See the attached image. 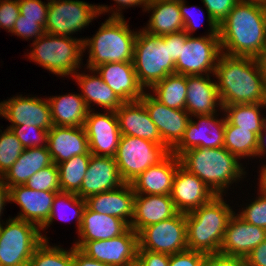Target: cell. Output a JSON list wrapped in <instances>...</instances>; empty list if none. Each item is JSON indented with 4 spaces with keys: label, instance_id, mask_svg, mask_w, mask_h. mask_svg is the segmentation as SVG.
<instances>
[{
    "label": "cell",
    "instance_id": "obj_42",
    "mask_svg": "<svg viewBox=\"0 0 266 266\" xmlns=\"http://www.w3.org/2000/svg\"><path fill=\"white\" fill-rule=\"evenodd\" d=\"M240 0H202L206 7L210 34H219V25Z\"/></svg>",
    "mask_w": 266,
    "mask_h": 266
},
{
    "label": "cell",
    "instance_id": "obj_27",
    "mask_svg": "<svg viewBox=\"0 0 266 266\" xmlns=\"http://www.w3.org/2000/svg\"><path fill=\"white\" fill-rule=\"evenodd\" d=\"M209 74L187 76V96L185 110L189 115H213L215 108L222 104L220 101L217 84L211 81ZM218 105V106H217Z\"/></svg>",
    "mask_w": 266,
    "mask_h": 266
},
{
    "label": "cell",
    "instance_id": "obj_47",
    "mask_svg": "<svg viewBox=\"0 0 266 266\" xmlns=\"http://www.w3.org/2000/svg\"><path fill=\"white\" fill-rule=\"evenodd\" d=\"M20 14L18 0H0V27L11 33Z\"/></svg>",
    "mask_w": 266,
    "mask_h": 266
},
{
    "label": "cell",
    "instance_id": "obj_7",
    "mask_svg": "<svg viewBox=\"0 0 266 266\" xmlns=\"http://www.w3.org/2000/svg\"><path fill=\"white\" fill-rule=\"evenodd\" d=\"M83 41V38L45 33L33 41L34 48L30 51L28 59L55 75L72 76L78 71L82 62Z\"/></svg>",
    "mask_w": 266,
    "mask_h": 266
},
{
    "label": "cell",
    "instance_id": "obj_14",
    "mask_svg": "<svg viewBox=\"0 0 266 266\" xmlns=\"http://www.w3.org/2000/svg\"><path fill=\"white\" fill-rule=\"evenodd\" d=\"M84 128L90 153L114 158L121 137L116 113L113 111L95 113L89 110Z\"/></svg>",
    "mask_w": 266,
    "mask_h": 266
},
{
    "label": "cell",
    "instance_id": "obj_18",
    "mask_svg": "<svg viewBox=\"0 0 266 266\" xmlns=\"http://www.w3.org/2000/svg\"><path fill=\"white\" fill-rule=\"evenodd\" d=\"M171 199L179 213H189L209 202L216 194L195 174L181 165L173 179Z\"/></svg>",
    "mask_w": 266,
    "mask_h": 266
},
{
    "label": "cell",
    "instance_id": "obj_31",
    "mask_svg": "<svg viewBox=\"0 0 266 266\" xmlns=\"http://www.w3.org/2000/svg\"><path fill=\"white\" fill-rule=\"evenodd\" d=\"M90 74L76 72L72 75L81 87V97L84 99L89 110L91 103H95L105 108V111L115 112L124 102L113 92V90L102 80V77L94 70L90 69ZM78 73V74H77ZM92 73H94L92 75ZM95 73L97 75H95Z\"/></svg>",
    "mask_w": 266,
    "mask_h": 266
},
{
    "label": "cell",
    "instance_id": "obj_36",
    "mask_svg": "<svg viewBox=\"0 0 266 266\" xmlns=\"http://www.w3.org/2000/svg\"><path fill=\"white\" fill-rule=\"evenodd\" d=\"M85 207L86 200L80 198L77 194L68 192L57 193L52 204L49 219L40 230H45L47 226L50 227V225L55 220L54 218H58L61 221L65 222L74 218L76 219L75 221H77V232H79ZM67 211H69L71 214ZM67 213L70 215H68Z\"/></svg>",
    "mask_w": 266,
    "mask_h": 266
},
{
    "label": "cell",
    "instance_id": "obj_57",
    "mask_svg": "<svg viewBox=\"0 0 266 266\" xmlns=\"http://www.w3.org/2000/svg\"><path fill=\"white\" fill-rule=\"evenodd\" d=\"M9 201V187L5 184L3 177L0 176V219L2 211L4 210L5 203ZM1 224V221H0Z\"/></svg>",
    "mask_w": 266,
    "mask_h": 266
},
{
    "label": "cell",
    "instance_id": "obj_44",
    "mask_svg": "<svg viewBox=\"0 0 266 266\" xmlns=\"http://www.w3.org/2000/svg\"><path fill=\"white\" fill-rule=\"evenodd\" d=\"M7 128L11 129L25 149L47 146L48 130L46 129L34 125H16Z\"/></svg>",
    "mask_w": 266,
    "mask_h": 266
},
{
    "label": "cell",
    "instance_id": "obj_49",
    "mask_svg": "<svg viewBox=\"0 0 266 266\" xmlns=\"http://www.w3.org/2000/svg\"><path fill=\"white\" fill-rule=\"evenodd\" d=\"M203 266H247V263L243 257L214 253L206 255Z\"/></svg>",
    "mask_w": 266,
    "mask_h": 266
},
{
    "label": "cell",
    "instance_id": "obj_34",
    "mask_svg": "<svg viewBox=\"0 0 266 266\" xmlns=\"http://www.w3.org/2000/svg\"><path fill=\"white\" fill-rule=\"evenodd\" d=\"M261 108H266V103L222 106V112L224 111V116L231 125L238 126L239 129H249L258 136L266 124V117L260 112Z\"/></svg>",
    "mask_w": 266,
    "mask_h": 266
},
{
    "label": "cell",
    "instance_id": "obj_1",
    "mask_svg": "<svg viewBox=\"0 0 266 266\" xmlns=\"http://www.w3.org/2000/svg\"><path fill=\"white\" fill-rule=\"evenodd\" d=\"M219 39L222 53L255 58L266 44V7L239 1L219 25Z\"/></svg>",
    "mask_w": 266,
    "mask_h": 266
},
{
    "label": "cell",
    "instance_id": "obj_13",
    "mask_svg": "<svg viewBox=\"0 0 266 266\" xmlns=\"http://www.w3.org/2000/svg\"><path fill=\"white\" fill-rule=\"evenodd\" d=\"M140 101L157 126L164 145L172 151L182 140L191 117L184 109L167 107L150 93L143 94Z\"/></svg>",
    "mask_w": 266,
    "mask_h": 266
},
{
    "label": "cell",
    "instance_id": "obj_11",
    "mask_svg": "<svg viewBox=\"0 0 266 266\" xmlns=\"http://www.w3.org/2000/svg\"><path fill=\"white\" fill-rule=\"evenodd\" d=\"M221 53L219 34L188 36L185 44H181L180 57L175 62V73L185 76L214 75Z\"/></svg>",
    "mask_w": 266,
    "mask_h": 266
},
{
    "label": "cell",
    "instance_id": "obj_23",
    "mask_svg": "<svg viewBox=\"0 0 266 266\" xmlns=\"http://www.w3.org/2000/svg\"><path fill=\"white\" fill-rule=\"evenodd\" d=\"M47 148L56 165L81 155L91 154L84 126H52L48 130Z\"/></svg>",
    "mask_w": 266,
    "mask_h": 266
},
{
    "label": "cell",
    "instance_id": "obj_24",
    "mask_svg": "<svg viewBox=\"0 0 266 266\" xmlns=\"http://www.w3.org/2000/svg\"><path fill=\"white\" fill-rule=\"evenodd\" d=\"M134 198L135 192L131 183H124L118 188L91 195L85 200L90 210L118 217L130 226L134 217Z\"/></svg>",
    "mask_w": 266,
    "mask_h": 266
},
{
    "label": "cell",
    "instance_id": "obj_2",
    "mask_svg": "<svg viewBox=\"0 0 266 266\" xmlns=\"http://www.w3.org/2000/svg\"><path fill=\"white\" fill-rule=\"evenodd\" d=\"M214 75L222 106L266 103V90L255 58L221 53Z\"/></svg>",
    "mask_w": 266,
    "mask_h": 266
},
{
    "label": "cell",
    "instance_id": "obj_53",
    "mask_svg": "<svg viewBox=\"0 0 266 266\" xmlns=\"http://www.w3.org/2000/svg\"><path fill=\"white\" fill-rule=\"evenodd\" d=\"M247 266H266V239L245 258Z\"/></svg>",
    "mask_w": 266,
    "mask_h": 266
},
{
    "label": "cell",
    "instance_id": "obj_45",
    "mask_svg": "<svg viewBox=\"0 0 266 266\" xmlns=\"http://www.w3.org/2000/svg\"><path fill=\"white\" fill-rule=\"evenodd\" d=\"M18 3L20 14L17 19L36 20L45 27L49 2L46 4L41 0H18Z\"/></svg>",
    "mask_w": 266,
    "mask_h": 266
},
{
    "label": "cell",
    "instance_id": "obj_22",
    "mask_svg": "<svg viewBox=\"0 0 266 266\" xmlns=\"http://www.w3.org/2000/svg\"><path fill=\"white\" fill-rule=\"evenodd\" d=\"M95 71L123 102L140 100L146 92L138 81L133 62L104 63Z\"/></svg>",
    "mask_w": 266,
    "mask_h": 266
},
{
    "label": "cell",
    "instance_id": "obj_63",
    "mask_svg": "<svg viewBox=\"0 0 266 266\" xmlns=\"http://www.w3.org/2000/svg\"><path fill=\"white\" fill-rule=\"evenodd\" d=\"M264 171H266V165L262 166L261 172H264Z\"/></svg>",
    "mask_w": 266,
    "mask_h": 266
},
{
    "label": "cell",
    "instance_id": "obj_60",
    "mask_svg": "<svg viewBox=\"0 0 266 266\" xmlns=\"http://www.w3.org/2000/svg\"><path fill=\"white\" fill-rule=\"evenodd\" d=\"M259 176V184H261L266 190V171L261 172Z\"/></svg>",
    "mask_w": 266,
    "mask_h": 266
},
{
    "label": "cell",
    "instance_id": "obj_21",
    "mask_svg": "<svg viewBox=\"0 0 266 266\" xmlns=\"http://www.w3.org/2000/svg\"><path fill=\"white\" fill-rule=\"evenodd\" d=\"M124 183L113 157L91 155L77 195L82 199H87L91 195L118 188Z\"/></svg>",
    "mask_w": 266,
    "mask_h": 266
},
{
    "label": "cell",
    "instance_id": "obj_15",
    "mask_svg": "<svg viewBox=\"0 0 266 266\" xmlns=\"http://www.w3.org/2000/svg\"><path fill=\"white\" fill-rule=\"evenodd\" d=\"M213 115H194L199 119L193 121L192 117L187 124L181 142L171 151L179 157L183 152L192 148H219L224 147L226 118L216 119Z\"/></svg>",
    "mask_w": 266,
    "mask_h": 266
},
{
    "label": "cell",
    "instance_id": "obj_38",
    "mask_svg": "<svg viewBox=\"0 0 266 266\" xmlns=\"http://www.w3.org/2000/svg\"><path fill=\"white\" fill-rule=\"evenodd\" d=\"M91 155H76L69 160L57 164L61 192L77 194L80 191Z\"/></svg>",
    "mask_w": 266,
    "mask_h": 266
},
{
    "label": "cell",
    "instance_id": "obj_55",
    "mask_svg": "<svg viewBox=\"0 0 266 266\" xmlns=\"http://www.w3.org/2000/svg\"><path fill=\"white\" fill-rule=\"evenodd\" d=\"M113 1H115L117 4H118V6H117V8L115 7V9L114 10H116V11H114V10H112L113 12H112V14H111V17H124L121 13L122 12H120V11H122L121 10V8L123 9L124 7H132V6H134V5H136V6H143V11L144 10H146V6L148 5V1L149 0H113ZM120 6V7H119Z\"/></svg>",
    "mask_w": 266,
    "mask_h": 266
},
{
    "label": "cell",
    "instance_id": "obj_59",
    "mask_svg": "<svg viewBox=\"0 0 266 266\" xmlns=\"http://www.w3.org/2000/svg\"><path fill=\"white\" fill-rule=\"evenodd\" d=\"M125 266H145L142 260L136 256L134 259L130 260Z\"/></svg>",
    "mask_w": 266,
    "mask_h": 266
},
{
    "label": "cell",
    "instance_id": "obj_46",
    "mask_svg": "<svg viewBox=\"0 0 266 266\" xmlns=\"http://www.w3.org/2000/svg\"><path fill=\"white\" fill-rule=\"evenodd\" d=\"M11 33L17 35L20 38L22 37L25 40H31L33 37V41H36L46 32L44 27L41 24L37 23L36 20L17 19L14 23Z\"/></svg>",
    "mask_w": 266,
    "mask_h": 266
},
{
    "label": "cell",
    "instance_id": "obj_61",
    "mask_svg": "<svg viewBox=\"0 0 266 266\" xmlns=\"http://www.w3.org/2000/svg\"><path fill=\"white\" fill-rule=\"evenodd\" d=\"M243 2H250V3H254V4H258V5H262L266 7V0H240Z\"/></svg>",
    "mask_w": 266,
    "mask_h": 266
},
{
    "label": "cell",
    "instance_id": "obj_6",
    "mask_svg": "<svg viewBox=\"0 0 266 266\" xmlns=\"http://www.w3.org/2000/svg\"><path fill=\"white\" fill-rule=\"evenodd\" d=\"M134 69L140 85L151 88L169 74L175 73L166 35L150 34L143 28L137 32L134 45ZM146 87V88H145Z\"/></svg>",
    "mask_w": 266,
    "mask_h": 266
},
{
    "label": "cell",
    "instance_id": "obj_43",
    "mask_svg": "<svg viewBox=\"0 0 266 266\" xmlns=\"http://www.w3.org/2000/svg\"><path fill=\"white\" fill-rule=\"evenodd\" d=\"M259 192L260 195L237 215L247 223L266 229V190L261 184Z\"/></svg>",
    "mask_w": 266,
    "mask_h": 266
},
{
    "label": "cell",
    "instance_id": "obj_28",
    "mask_svg": "<svg viewBox=\"0 0 266 266\" xmlns=\"http://www.w3.org/2000/svg\"><path fill=\"white\" fill-rule=\"evenodd\" d=\"M130 226L118 217L103 215L90 210L87 206L84 209L79 238L73 244L80 249L88 241L108 240L124 234Z\"/></svg>",
    "mask_w": 266,
    "mask_h": 266
},
{
    "label": "cell",
    "instance_id": "obj_54",
    "mask_svg": "<svg viewBox=\"0 0 266 266\" xmlns=\"http://www.w3.org/2000/svg\"><path fill=\"white\" fill-rule=\"evenodd\" d=\"M73 266H111L94 260L73 246Z\"/></svg>",
    "mask_w": 266,
    "mask_h": 266
},
{
    "label": "cell",
    "instance_id": "obj_58",
    "mask_svg": "<svg viewBox=\"0 0 266 266\" xmlns=\"http://www.w3.org/2000/svg\"><path fill=\"white\" fill-rule=\"evenodd\" d=\"M265 154H266V124L263 131L258 135L257 156L260 157Z\"/></svg>",
    "mask_w": 266,
    "mask_h": 266
},
{
    "label": "cell",
    "instance_id": "obj_50",
    "mask_svg": "<svg viewBox=\"0 0 266 266\" xmlns=\"http://www.w3.org/2000/svg\"><path fill=\"white\" fill-rule=\"evenodd\" d=\"M137 256L145 266H169V254L138 249Z\"/></svg>",
    "mask_w": 266,
    "mask_h": 266
},
{
    "label": "cell",
    "instance_id": "obj_35",
    "mask_svg": "<svg viewBox=\"0 0 266 266\" xmlns=\"http://www.w3.org/2000/svg\"><path fill=\"white\" fill-rule=\"evenodd\" d=\"M154 97L167 107L184 109L187 96V76L183 74H169L152 88Z\"/></svg>",
    "mask_w": 266,
    "mask_h": 266
},
{
    "label": "cell",
    "instance_id": "obj_48",
    "mask_svg": "<svg viewBox=\"0 0 266 266\" xmlns=\"http://www.w3.org/2000/svg\"><path fill=\"white\" fill-rule=\"evenodd\" d=\"M206 255L203 252L187 249L169 255V266H203Z\"/></svg>",
    "mask_w": 266,
    "mask_h": 266
},
{
    "label": "cell",
    "instance_id": "obj_9",
    "mask_svg": "<svg viewBox=\"0 0 266 266\" xmlns=\"http://www.w3.org/2000/svg\"><path fill=\"white\" fill-rule=\"evenodd\" d=\"M170 153L165 145L121 135L114 159L122 180L131 183L148 167L161 163Z\"/></svg>",
    "mask_w": 266,
    "mask_h": 266
},
{
    "label": "cell",
    "instance_id": "obj_4",
    "mask_svg": "<svg viewBox=\"0 0 266 266\" xmlns=\"http://www.w3.org/2000/svg\"><path fill=\"white\" fill-rule=\"evenodd\" d=\"M223 199V195H216L209 202L186 213L188 250L205 254L220 253L228 221L234 214Z\"/></svg>",
    "mask_w": 266,
    "mask_h": 266
},
{
    "label": "cell",
    "instance_id": "obj_33",
    "mask_svg": "<svg viewBox=\"0 0 266 266\" xmlns=\"http://www.w3.org/2000/svg\"><path fill=\"white\" fill-rule=\"evenodd\" d=\"M48 102L54 126H84L89 109L80 94L56 95Z\"/></svg>",
    "mask_w": 266,
    "mask_h": 266
},
{
    "label": "cell",
    "instance_id": "obj_56",
    "mask_svg": "<svg viewBox=\"0 0 266 266\" xmlns=\"http://www.w3.org/2000/svg\"><path fill=\"white\" fill-rule=\"evenodd\" d=\"M255 60L258 64L259 70L261 72L264 87L266 90V44L263 46L261 51L258 53V55L255 57Z\"/></svg>",
    "mask_w": 266,
    "mask_h": 266
},
{
    "label": "cell",
    "instance_id": "obj_37",
    "mask_svg": "<svg viewBox=\"0 0 266 266\" xmlns=\"http://www.w3.org/2000/svg\"><path fill=\"white\" fill-rule=\"evenodd\" d=\"M258 136L249 129H239L227 120L225 124L224 148L238 159L256 157Z\"/></svg>",
    "mask_w": 266,
    "mask_h": 266
},
{
    "label": "cell",
    "instance_id": "obj_62",
    "mask_svg": "<svg viewBox=\"0 0 266 266\" xmlns=\"http://www.w3.org/2000/svg\"><path fill=\"white\" fill-rule=\"evenodd\" d=\"M158 1L181 2V1H183V0H158Z\"/></svg>",
    "mask_w": 266,
    "mask_h": 266
},
{
    "label": "cell",
    "instance_id": "obj_52",
    "mask_svg": "<svg viewBox=\"0 0 266 266\" xmlns=\"http://www.w3.org/2000/svg\"><path fill=\"white\" fill-rule=\"evenodd\" d=\"M194 7L195 6H193V8L192 7H187L185 0L179 2V9H180V13H181V16H182V19H183V22H184V29L183 30L189 36H192L193 32L196 31V29L198 28V21L200 20L199 19V20L196 21V19H194V16L192 15L191 8L194 9ZM201 14H203V11H202ZM200 22H201V20H200ZM199 26H200V24H199Z\"/></svg>",
    "mask_w": 266,
    "mask_h": 266
},
{
    "label": "cell",
    "instance_id": "obj_29",
    "mask_svg": "<svg viewBox=\"0 0 266 266\" xmlns=\"http://www.w3.org/2000/svg\"><path fill=\"white\" fill-rule=\"evenodd\" d=\"M176 213L170 195L135 194L130 227L138 234L146 226L169 219Z\"/></svg>",
    "mask_w": 266,
    "mask_h": 266
},
{
    "label": "cell",
    "instance_id": "obj_41",
    "mask_svg": "<svg viewBox=\"0 0 266 266\" xmlns=\"http://www.w3.org/2000/svg\"><path fill=\"white\" fill-rule=\"evenodd\" d=\"M25 185L36 191L61 192L59 170L55 163L32 175Z\"/></svg>",
    "mask_w": 266,
    "mask_h": 266
},
{
    "label": "cell",
    "instance_id": "obj_17",
    "mask_svg": "<svg viewBox=\"0 0 266 266\" xmlns=\"http://www.w3.org/2000/svg\"><path fill=\"white\" fill-rule=\"evenodd\" d=\"M138 247V234L130 227L118 237L88 241L80 250L88 257L107 265L125 266L137 256Z\"/></svg>",
    "mask_w": 266,
    "mask_h": 266
},
{
    "label": "cell",
    "instance_id": "obj_12",
    "mask_svg": "<svg viewBox=\"0 0 266 266\" xmlns=\"http://www.w3.org/2000/svg\"><path fill=\"white\" fill-rule=\"evenodd\" d=\"M138 249L175 254L188 249L186 214L177 212L173 217L146 226L138 233Z\"/></svg>",
    "mask_w": 266,
    "mask_h": 266
},
{
    "label": "cell",
    "instance_id": "obj_26",
    "mask_svg": "<svg viewBox=\"0 0 266 266\" xmlns=\"http://www.w3.org/2000/svg\"><path fill=\"white\" fill-rule=\"evenodd\" d=\"M180 165L179 157L170 153L161 163L148 167L131 182L135 194L170 195Z\"/></svg>",
    "mask_w": 266,
    "mask_h": 266
},
{
    "label": "cell",
    "instance_id": "obj_25",
    "mask_svg": "<svg viewBox=\"0 0 266 266\" xmlns=\"http://www.w3.org/2000/svg\"><path fill=\"white\" fill-rule=\"evenodd\" d=\"M121 135H129L164 145L157 126L140 100L124 102L116 111Z\"/></svg>",
    "mask_w": 266,
    "mask_h": 266
},
{
    "label": "cell",
    "instance_id": "obj_30",
    "mask_svg": "<svg viewBox=\"0 0 266 266\" xmlns=\"http://www.w3.org/2000/svg\"><path fill=\"white\" fill-rule=\"evenodd\" d=\"M52 164L53 160L47 146L26 148L2 177L9 188L25 185L32 175Z\"/></svg>",
    "mask_w": 266,
    "mask_h": 266
},
{
    "label": "cell",
    "instance_id": "obj_16",
    "mask_svg": "<svg viewBox=\"0 0 266 266\" xmlns=\"http://www.w3.org/2000/svg\"><path fill=\"white\" fill-rule=\"evenodd\" d=\"M43 99L35 96H13L0 102V114L12 123L10 126L34 125L49 130L53 126L51 108L48 99Z\"/></svg>",
    "mask_w": 266,
    "mask_h": 266
},
{
    "label": "cell",
    "instance_id": "obj_8",
    "mask_svg": "<svg viewBox=\"0 0 266 266\" xmlns=\"http://www.w3.org/2000/svg\"><path fill=\"white\" fill-rule=\"evenodd\" d=\"M3 224H0V266H29L36 247L48 238L36 225L24 220L9 218Z\"/></svg>",
    "mask_w": 266,
    "mask_h": 266
},
{
    "label": "cell",
    "instance_id": "obj_5",
    "mask_svg": "<svg viewBox=\"0 0 266 266\" xmlns=\"http://www.w3.org/2000/svg\"><path fill=\"white\" fill-rule=\"evenodd\" d=\"M138 31H131L124 17H109L92 38H85L83 48L89 50L87 69L94 70L110 62H133Z\"/></svg>",
    "mask_w": 266,
    "mask_h": 266
},
{
    "label": "cell",
    "instance_id": "obj_3",
    "mask_svg": "<svg viewBox=\"0 0 266 266\" xmlns=\"http://www.w3.org/2000/svg\"><path fill=\"white\" fill-rule=\"evenodd\" d=\"M179 160L184 169L195 174L216 195H223L231 183L246 173L239 159L224 147L192 148L183 152Z\"/></svg>",
    "mask_w": 266,
    "mask_h": 266
},
{
    "label": "cell",
    "instance_id": "obj_51",
    "mask_svg": "<svg viewBox=\"0 0 266 266\" xmlns=\"http://www.w3.org/2000/svg\"><path fill=\"white\" fill-rule=\"evenodd\" d=\"M188 36L184 30L166 35V44H169L170 58L174 62L180 57L181 44H185Z\"/></svg>",
    "mask_w": 266,
    "mask_h": 266
},
{
    "label": "cell",
    "instance_id": "obj_39",
    "mask_svg": "<svg viewBox=\"0 0 266 266\" xmlns=\"http://www.w3.org/2000/svg\"><path fill=\"white\" fill-rule=\"evenodd\" d=\"M43 240L35 249L29 266H73V247L64 250L60 246L48 245Z\"/></svg>",
    "mask_w": 266,
    "mask_h": 266
},
{
    "label": "cell",
    "instance_id": "obj_19",
    "mask_svg": "<svg viewBox=\"0 0 266 266\" xmlns=\"http://www.w3.org/2000/svg\"><path fill=\"white\" fill-rule=\"evenodd\" d=\"M265 239L266 229L245 222L234 212L228 221L220 253L246 258Z\"/></svg>",
    "mask_w": 266,
    "mask_h": 266
},
{
    "label": "cell",
    "instance_id": "obj_40",
    "mask_svg": "<svg viewBox=\"0 0 266 266\" xmlns=\"http://www.w3.org/2000/svg\"><path fill=\"white\" fill-rule=\"evenodd\" d=\"M24 149L10 128L5 129L4 132L0 129V176L11 168Z\"/></svg>",
    "mask_w": 266,
    "mask_h": 266
},
{
    "label": "cell",
    "instance_id": "obj_20",
    "mask_svg": "<svg viewBox=\"0 0 266 266\" xmlns=\"http://www.w3.org/2000/svg\"><path fill=\"white\" fill-rule=\"evenodd\" d=\"M58 192L36 191L26 185L9 188V201L20 206L21 213L14 218L27 221L41 229L49 219L54 198Z\"/></svg>",
    "mask_w": 266,
    "mask_h": 266
},
{
    "label": "cell",
    "instance_id": "obj_32",
    "mask_svg": "<svg viewBox=\"0 0 266 266\" xmlns=\"http://www.w3.org/2000/svg\"><path fill=\"white\" fill-rule=\"evenodd\" d=\"M151 10L152 14L144 28L148 33L164 36L184 29L179 2L149 0L145 11Z\"/></svg>",
    "mask_w": 266,
    "mask_h": 266
},
{
    "label": "cell",
    "instance_id": "obj_10",
    "mask_svg": "<svg viewBox=\"0 0 266 266\" xmlns=\"http://www.w3.org/2000/svg\"><path fill=\"white\" fill-rule=\"evenodd\" d=\"M114 9L106 5H92L79 0H50L45 32L68 36L89 26L95 17Z\"/></svg>",
    "mask_w": 266,
    "mask_h": 266
}]
</instances>
